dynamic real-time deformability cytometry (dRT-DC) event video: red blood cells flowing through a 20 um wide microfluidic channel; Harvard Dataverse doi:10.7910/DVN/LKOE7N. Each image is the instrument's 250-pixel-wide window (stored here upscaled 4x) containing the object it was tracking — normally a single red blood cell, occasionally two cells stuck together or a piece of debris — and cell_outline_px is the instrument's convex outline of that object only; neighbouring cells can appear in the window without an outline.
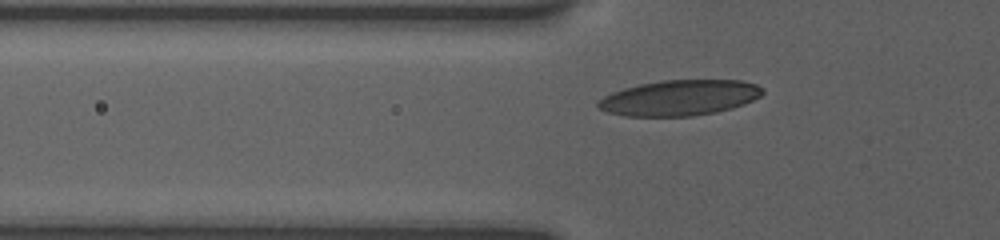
{"species": "human", "species_latin": "Homo sapiens", "temperature_condition": "room temperature", "stored_images_in_passage": 22, "camera_frame_rate_fps": 3000, "um_per_image_px": 0.085, "donor": {"sex": "female"}, "frame": {"image": 1, "passage_image": 5, "time_ms": 1.333, "image_size_px": [1000, 240], "cell_outline_px": [[764, 92], [760, 96], [744, 104], [732, 108], [716, 112], [692, 116], [624, 116], [608, 112], [600, 108], [596, 104], [596, 100], [612, 92], [624, 88], [640, 84], [660, 80], [740, 80], [756, 84], [764, 88]], "centroid_in_image_um": [57.76, 8.31], "position_along_channel_um": 68.0, "area_um2": 34.16}}
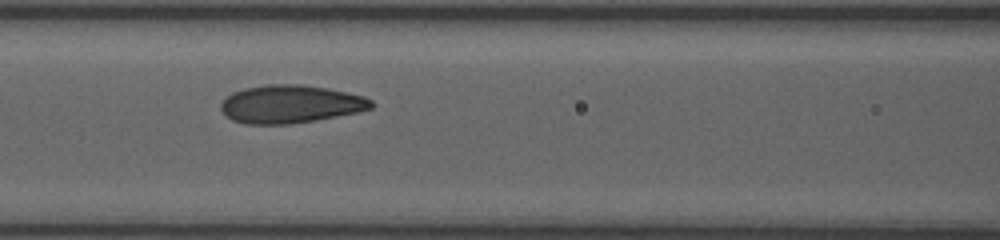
{"frame": {"image": 2, "passage_image": 10, "time_ms": 3.333, "image_size_px": [1000, 240], "cell_outline_px": [[376, 104], [372, 108], [356, 112], [316, 120], [288, 124], [244, 124], [232, 120], [220, 108], [220, 104], [232, 92], [244, 88], [264, 84], [300, 84], [328, 88], [364, 96], [372, 100]], "centroid_in_image_um": [24.7, 8.84], "position_along_channel_um": 141.9, "area_um2": 33.35}}
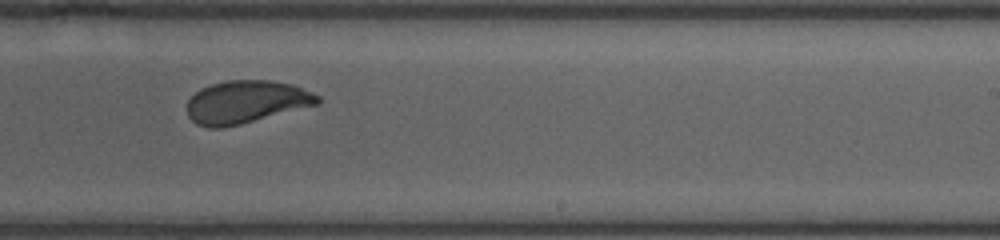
{"frame": {"image": 3, "passage_image": 20, "time_ms": 6.667, "image_size_px": [1000, 240], "cell_outline_px": [[320, 104], [240, 124], [220, 128], [208, 128], [196, 124], [188, 116], [188, 100], [200, 88], [212, 84], [228, 80], [268, 80], [292, 84], [312, 92], [320, 96]], "centroid_in_image_um": [20.93, 8.66], "position_along_channel_um": 268.1, "area_um2": 32.48}}